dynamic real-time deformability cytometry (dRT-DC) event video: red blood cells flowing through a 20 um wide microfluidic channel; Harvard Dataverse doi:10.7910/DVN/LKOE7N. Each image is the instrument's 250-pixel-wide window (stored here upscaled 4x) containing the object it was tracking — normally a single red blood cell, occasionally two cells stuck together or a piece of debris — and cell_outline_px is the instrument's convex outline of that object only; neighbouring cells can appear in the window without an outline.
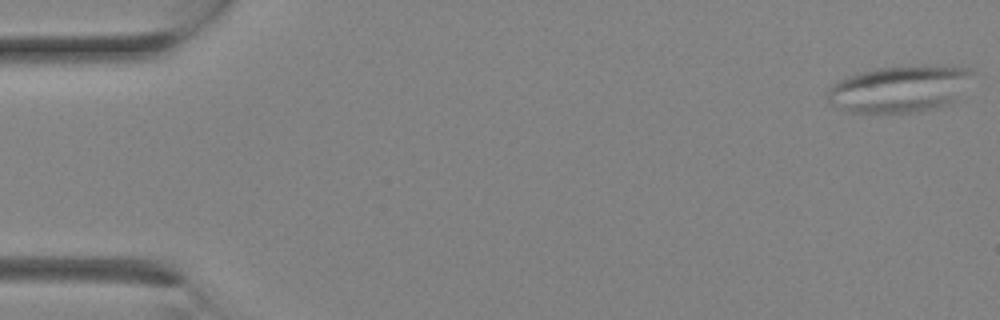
{"species": "Egyptian fruit bat (a non-hibernating species)", "species_latin": "Rousettus aegyptiacus", "temperature_condition": "room temperature", "stored_images_in_passage": 8, "camera_frame_rate_fps": 3000, "um_per_image_px": 0.085, "animal": {"sex": "female"}, "frame": {"image": 1, "passage_image": 1, "time_ms": 0.0, "image_size_px": [1000, 320], "cell_outline_px": [[972, 72], [952, 100], [944, 104], [920, 112], [852, 112], [840, 108], [832, 104], [824, 96], [828, 88], [832, 84], [848, 76], [860, 72], [876, 68], [924, 64], [948, 64], [968, 68]], "centroid_in_image_um": [76.37, 7.52], "position_along_channel_um": 8.6, "area_um2": 39.07}}